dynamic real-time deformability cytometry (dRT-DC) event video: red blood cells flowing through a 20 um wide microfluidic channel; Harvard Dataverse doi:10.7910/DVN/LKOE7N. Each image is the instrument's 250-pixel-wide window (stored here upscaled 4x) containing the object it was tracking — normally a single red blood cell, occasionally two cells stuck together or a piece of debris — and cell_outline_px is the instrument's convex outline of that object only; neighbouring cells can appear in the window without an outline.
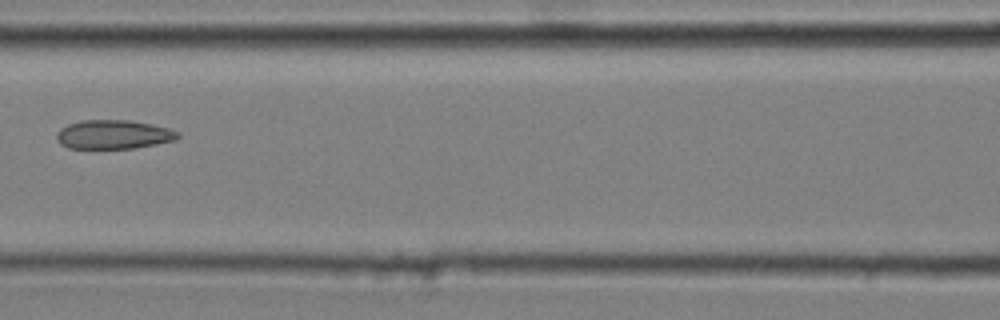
{"species": "common noctule bat (a hibernating species)", "species_latin": "Nyctalus noctula", "temperature_condition": "cold", "stored_images_in_passage": 9, "camera_frame_rate_fps": 3000, "um_per_image_px": 0.085, "animal": {"sex": "male", "body_mass_g": 20.4}, "frame": {"image": 1, "passage_image": 3, "time_ms": 0.667, "image_size_px": [1000, 320], "cell_outline_px": [[180, 136], [176, 140], [156, 144], [132, 148], [68, 148], [60, 144], [56, 140], [56, 132], [60, 128], [68, 124], [80, 120], [128, 120], [152, 124], [168, 128], [180, 132]], "centroid_in_image_um": [9.63, 11.43], "position_along_channel_um": 157.0, "area_um2": 20.58}}
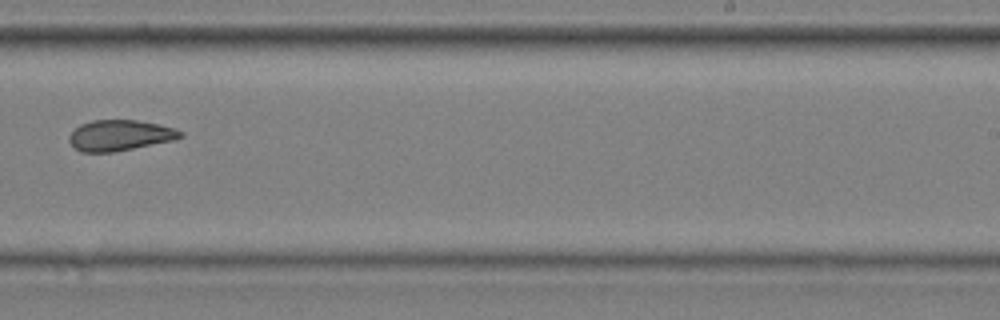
{"frame": {"image": 2, "passage_image": 6, "time_ms": 1.667, "image_size_px": [1000, 320], "cell_outline_px": [[184, 136], [176, 140], [112, 152], [80, 152], [68, 140], [68, 136], [80, 124], [92, 120], [136, 120], [160, 124], [184, 132]], "centroid_in_image_um": [10.21, 11.5], "position_along_channel_um": 278.8, "area_um2": 19.94}}
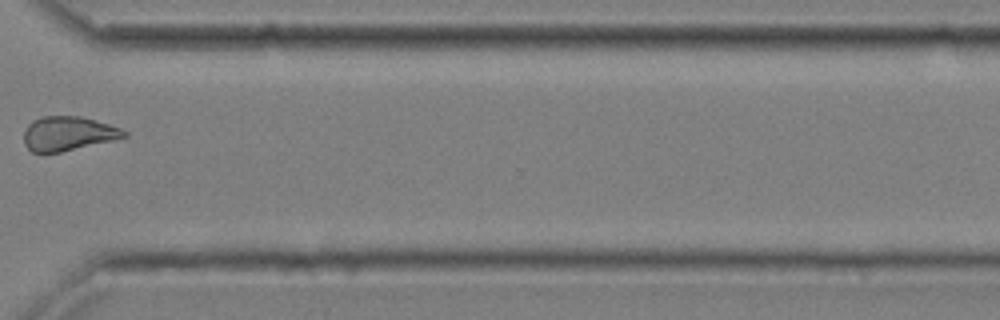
{"frame": {"image": 3, "passage_image": 8, "time_ms": 2.333, "image_size_px": [1000, 320], "cell_outline_px": [[128, 136], [116, 140], [60, 152], [32, 152], [24, 144], [24, 132], [28, 124], [32, 120], [40, 116], [80, 116], [96, 120], [120, 128], [128, 132]], "centroid_in_image_um": [5.8, 11.35], "position_along_channel_um": 364.8, "area_um2": 20.11}}